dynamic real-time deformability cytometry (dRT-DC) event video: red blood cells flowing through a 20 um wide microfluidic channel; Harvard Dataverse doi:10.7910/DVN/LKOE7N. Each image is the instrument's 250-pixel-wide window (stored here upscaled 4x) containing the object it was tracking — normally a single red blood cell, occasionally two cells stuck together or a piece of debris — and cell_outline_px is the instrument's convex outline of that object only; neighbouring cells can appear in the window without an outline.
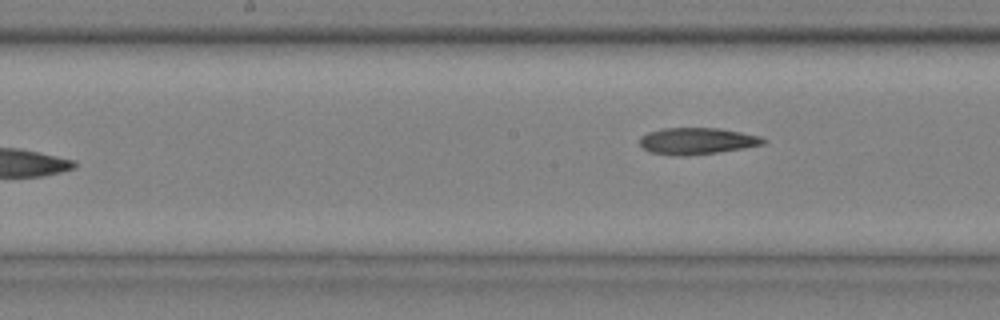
{"species": "common noctule bat (a hibernating species)", "species_latin": "Nyctalus noctula", "temperature_condition": "cold", "stored_images_in_passage": 9, "camera_frame_rate_fps": 3000, "um_per_image_px": 0.085, "animal": {"sex": "male", "body_mass_g": 20.4}, "frame": {"image": 1, "passage_image": 9, "time_ms": 2.667, "image_size_px": [1000, 320], "cell_outline_px": [[768, 140], [764, 144], [744, 148], [688, 156], [676, 156], [648, 152], [640, 144], [640, 136], [648, 132], [664, 128], [720, 128], [760, 136]], "centroid_in_image_um": [59.23, 11.99], "position_along_channel_um": 189.0, "area_um2": 19.25}}